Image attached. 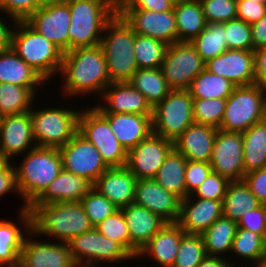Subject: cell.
<instances>
[{
	"instance_id": "6da1fadb",
	"label": "cell",
	"mask_w": 266,
	"mask_h": 267,
	"mask_svg": "<svg viewBox=\"0 0 266 267\" xmlns=\"http://www.w3.org/2000/svg\"><path fill=\"white\" fill-rule=\"evenodd\" d=\"M60 72L65 79L63 92L69 97L80 93L101 95L111 83L100 45L65 52Z\"/></svg>"
},
{
	"instance_id": "7a4b0ae2",
	"label": "cell",
	"mask_w": 266,
	"mask_h": 267,
	"mask_svg": "<svg viewBox=\"0 0 266 267\" xmlns=\"http://www.w3.org/2000/svg\"><path fill=\"white\" fill-rule=\"evenodd\" d=\"M32 237L50 236L59 242H69L93 228L80 202L31 204Z\"/></svg>"
},
{
	"instance_id": "3957f363",
	"label": "cell",
	"mask_w": 266,
	"mask_h": 267,
	"mask_svg": "<svg viewBox=\"0 0 266 267\" xmlns=\"http://www.w3.org/2000/svg\"><path fill=\"white\" fill-rule=\"evenodd\" d=\"M106 31V32H105ZM100 47L106 59L111 83L130 82L138 70L134 55L135 32L118 12L107 22Z\"/></svg>"
},
{
	"instance_id": "277c9868",
	"label": "cell",
	"mask_w": 266,
	"mask_h": 267,
	"mask_svg": "<svg viewBox=\"0 0 266 267\" xmlns=\"http://www.w3.org/2000/svg\"><path fill=\"white\" fill-rule=\"evenodd\" d=\"M19 196L29 207L63 170L58 148L36 146L15 167Z\"/></svg>"
},
{
	"instance_id": "5b68a950",
	"label": "cell",
	"mask_w": 266,
	"mask_h": 267,
	"mask_svg": "<svg viewBox=\"0 0 266 267\" xmlns=\"http://www.w3.org/2000/svg\"><path fill=\"white\" fill-rule=\"evenodd\" d=\"M10 47L47 82L60 72L64 52L34 30L26 21H16Z\"/></svg>"
},
{
	"instance_id": "8992f818",
	"label": "cell",
	"mask_w": 266,
	"mask_h": 267,
	"mask_svg": "<svg viewBox=\"0 0 266 267\" xmlns=\"http://www.w3.org/2000/svg\"><path fill=\"white\" fill-rule=\"evenodd\" d=\"M70 7L69 51L100 44L107 22L117 6L109 0H65Z\"/></svg>"
},
{
	"instance_id": "52a82bcc",
	"label": "cell",
	"mask_w": 266,
	"mask_h": 267,
	"mask_svg": "<svg viewBox=\"0 0 266 267\" xmlns=\"http://www.w3.org/2000/svg\"><path fill=\"white\" fill-rule=\"evenodd\" d=\"M266 117V92L258 85L235 87L226 99L220 130L243 133Z\"/></svg>"
},
{
	"instance_id": "ba28073f",
	"label": "cell",
	"mask_w": 266,
	"mask_h": 267,
	"mask_svg": "<svg viewBox=\"0 0 266 267\" xmlns=\"http://www.w3.org/2000/svg\"><path fill=\"white\" fill-rule=\"evenodd\" d=\"M79 110L65 108H31L33 137L37 146L60 148L77 132Z\"/></svg>"
},
{
	"instance_id": "9c48e42d",
	"label": "cell",
	"mask_w": 266,
	"mask_h": 267,
	"mask_svg": "<svg viewBox=\"0 0 266 267\" xmlns=\"http://www.w3.org/2000/svg\"><path fill=\"white\" fill-rule=\"evenodd\" d=\"M194 123L193 98L189 90H171L153 108L152 133L174 141Z\"/></svg>"
},
{
	"instance_id": "30bf717a",
	"label": "cell",
	"mask_w": 266,
	"mask_h": 267,
	"mask_svg": "<svg viewBox=\"0 0 266 267\" xmlns=\"http://www.w3.org/2000/svg\"><path fill=\"white\" fill-rule=\"evenodd\" d=\"M78 133L97 148L108 167L125 166L127 151L114 135L108 120L95 106L80 112Z\"/></svg>"
},
{
	"instance_id": "8fae6325",
	"label": "cell",
	"mask_w": 266,
	"mask_h": 267,
	"mask_svg": "<svg viewBox=\"0 0 266 267\" xmlns=\"http://www.w3.org/2000/svg\"><path fill=\"white\" fill-rule=\"evenodd\" d=\"M67 243L77 267H95L102 261L134 260V257L120 243L107 238L95 227L73 237Z\"/></svg>"
},
{
	"instance_id": "7c38bea8",
	"label": "cell",
	"mask_w": 266,
	"mask_h": 267,
	"mask_svg": "<svg viewBox=\"0 0 266 267\" xmlns=\"http://www.w3.org/2000/svg\"><path fill=\"white\" fill-rule=\"evenodd\" d=\"M19 210L20 222L28 232L20 253L19 267H77L67 242H40L28 239L32 235L31 211L28 207Z\"/></svg>"
},
{
	"instance_id": "4fadbf2b",
	"label": "cell",
	"mask_w": 266,
	"mask_h": 267,
	"mask_svg": "<svg viewBox=\"0 0 266 267\" xmlns=\"http://www.w3.org/2000/svg\"><path fill=\"white\" fill-rule=\"evenodd\" d=\"M160 69L171 90H188L205 62L191 42H176L167 46Z\"/></svg>"
},
{
	"instance_id": "5bb4252c",
	"label": "cell",
	"mask_w": 266,
	"mask_h": 267,
	"mask_svg": "<svg viewBox=\"0 0 266 267\" xmlns=\"http://www.w3.org/2000/svg\"><path fill=\"white\" fill-rule=\"evenodd\" d=\"M58 150L63 169L87 179L92 185L108 168L97 148L78 132Z\"/></svg>"
},
{
	"instance_id": "9a60e30c",
	"label": "cell",
	"mask_w": 266,
	"mask_h": 267,
	"mask_svg": "<svg viewBox=\"0 0 266 267\" xmlns=\"http://www.w3.org/2000/svg\"><path fill=\"white\" fill-rule=\"evenodd\" d=\"M26 22L64 53L69 51L71 11L65 0L41 6Z\"/></svg>"
},
{
	"instance_id": "2e32d148",
	"label": "cell",
	"mask_w": 266,
	"mask_h": 267,
	"mask_svg": "<svg viewBox=\"0 0 266 267\" xmlns=\"http://www.w3.org/2000/svg\"><path fill=\"white\" fill-rule=\"evenodd\" d=\"M209 163L213 172L230 182L242 181L245 176L242 133L218 129Z\"/></svg>"
},
{
	"instance_id": "e0dca14e",
	"label": "cell",
	"mask_w": 266,
	"mask_h": 267,
	"mask_svg": "<svg viewBox=\"0 0 266 267\" xmlns=\"http://www.w3.org/2000/svg\"><path fill=\"white\" fill-rule=\"evenodd\" d=\"M172 149L173 141L151 133L127 151L125 167L137 179L153 178Z\"/></svg>"
},
{
	"instance_id": "ac0fdd59",
	"label": "cell",
	"mask_w": 266,
	"mask_h": 267,
	"mask_svg": "<svg viewBox=\"0 0 266 267\" xmlns=\"http://www.w3.org/2000/svg\"><path fill=\"white\" fill-rule=\"evenodd\" d=\"M136 34L155 38L170 45L178 42L174 10L164 12L144 9H117Z\"/></svg>"
},
{
	"instance_id": "d6986e66",
	"label": "cell",
	"mask_w": 266,
	"mask_h": 267,
	"mask_svg": "<svg viewBox=\"0 0 266 267\" xmlns=\"http://www.w3.org/2000/svg\"><path fill=\"white\" fill-rule=\"evenodd\" d=\"M205 69L229 79L236 87L255 84L253 50L227 49L221 55L208 60Z\"/></svg>"
},
{
	"instance_id": "ffe728a7",
	"label": "cell",
	"mask_w": 266,
	"mask_h": 267,
	"mask_svg": "<svg viewBox=\"0 0 266 267\" xmlns=\"http://www.w3.org/2000/svg\"><path fill=\"white\" fill-rule=\"evenodd\" d=\"M134 203L159 215L167 223L178 221L181 199L164 189L153 178L137 180Z\"/></svg>"
},
{
	"instance_id": "44dd1931",
	"label": "cell",
	"mask_w": 266,
	"mask_h": 267,
	"mask_svg": "<svg viewBox=\"0 0 266 267\" xmlns=\"http://www.w3.org/2000/svg\"><path fill=\"white\" fill-rule=\"evenodd\" d=\"M36 146L33 137L31 110L0 118V150L10 161L14 158L12 156L20 155L25 150L27 153Z\"/></svg>"
},
{
	"instance_id": "7402d4cb",
	"label": "cell",
	"mask_w": 266,
	"mask_h": 267,
	"mask_svg": "<svg viewBox=\"0 0 266 267\" xmlns=\"http://www.w3.org/2000/svg\"><path fill=\"white\" fill-rule=\"evenodd\" d=\"M100 96L106 102L95 107L100 113L153 115V108L145 96L129 82L110 83Z\"/></svg>"
},
{
	"instance_id": "603a6c76",
	"label": "cell",
	"mask_w": 266,
	"mask_h": 267,
	"mask_svg": "<svg viewBox=\"0 0 266 267\" xmlns=\"http://www.w3.org/2000/svg\"><path fill=\"white\" fill-rule=\"evenodd\" d=\"M192 199V196H188L181 200L177 224L185 233L202 234L223 216V201Z\"/></svg>"
},
{
	"instance_id": "cb8c5ba5",
	"label": "cell",
	"mask_w": 266,
	"mask_h": 267,
	"mask_svg": "<svg viewBox=\"0 0 266 267\" xmlns=\"http://www.w3.org/2000/svg\"><path fill=\"white\" fill-rule=\"evenodd\" d=\"M131 239V255L136 258L138 252L149 240L167 223L159 215L152 213L147 208L130 203L120 208Z\"/></svg>"
},
{
	"instance_id": "d4e9b609",
	"label": "cell",
	"mask_w": 266,
	"mask_h": 267,
	"mask_svg": "<svg viewBox=\"0 0 266 267\" xmlns=\"http://www.w3.org/2000/svg\"><path fill=\"white\" fill-rule=\"evenodd\" d=\"M137 180L125 166L108 167L92 187L120 209L134 202Z\"/></svg>"
},
{
	"instance_id": "484cf974",
	"label": "cell",
	"mask_w": 266,
	"mask_h": 267,
	"mask_svg": "<svg viewBox=\"0 0 266 267\" xmlns=\"http://www.w3.org/2000/svg\"><path fill=\"white\" fill-rule=\"evenodd\" d=\"M218 128L192 123L173 141V148L187 160L209 162Z\"/></svg>"
},
{
	"instance_id": "4316f807",
	"label": "cell",
	"mask_w": 266,
	"mask_h": 267,
	"mask_svg": "<svg viewBox=\"0 0 266 267\" xmlns=\"http://www.w3.org/2000/svg\"><path fill=\"white\" fill-rule=\"evenodd\" d=\"M119 143L129 151L152 133V115L101 113Z\"/></svg>"
},
{
	"instance_id": "83f0119b",
	"label": "cell",
	"mask_w": 266,
	"mask_h": 267,
	"mask_svg": "<svg viewBox=\"0 0 266 267\" xmlns=\"http://www.w3.org/2000/svg\"><path fill=\"white\" fill-rule=\"evenodd\" d=\"M184 230L177 223H166L150 240L141 248L137 258L150 255L161 267H172L178 254L181 237ZM147 254V255H146Z\"/></svg>"
},
{
	"instance_id": "f1b7e54d",
	"label": "cell",
	"mask_w": 266,
	"mask_h": 267,
	"mask_svg": "<svg viewBox=\"0 0 266 267\" xmlns=\"http://www.w3.org/2000/svg\"><path fill=\"white\" fill-rule=\"evenodd\" d=\"M92 186L87 179L63 169L32 204L80 202Z\"/></svg>"
},
{
	"instance_id": "f546056e",
	"label": "cell",
	"mask_w": 266,
	"mask_h": 267,
	"mask_svg": "<svg viewBox=\"0 0 266 267\" xmlns=\"http://www.w3.org/2000/svg\"><path fill=\"white\" fill-rule=\"evenodd\" d=\"M45 80L21 59L11 47L0 52V83L35 88Z\"/></svg>"
},
{
	"instance_id": "4dcf8cb0",
	"label": "cell",
	"mask_w": 266,
	"mask_h": 267,
	"mask_svg": "<svg viewBox=\"0 0 266 267\" xmlns=\"http://www.w3.org/2000/svg\"><path fill=\"white\" fill-rule=\"evenodd\" d=\"M173 10L178 42H191L206 28L207 21L199 0H177Z\"/></svg>"
},
{
	"instance_id": "1f68e13d",
	"label": "cell",
	"mask_w": 266,
	"mask_h": 267,
	"mask_svg": "<svg viewBox=\"0 0 266 267\" xmlns=\"http://www.w3.org/2000/svg\"><path fill=\"white\" fill-rule=\"evenodd\" d=\"M244 173L266 168V119L242 133Z\"/></svg>"
},
{
	"instance_id": "d6a6232c",
	"label": "cell",
	"mask_w": 266,
	"mask_h": 267,
	"mask_svg": "<svg viewBox=\"0 0 266 267\" xmlns=\"http://www.w3.org/2000/svg\"><path fill=\"white\" fill-rule=\"evenodd\" d=\"M187 159L174 148L166 156L153 179L164 189L174 193L181 200L187 197L185 169Z\"/></svg>"
},
{
	"instance_id": "836d02e7",
	"label": "cell",
	"mask_w": 266,
	"mask_h": 267,
	"mask_svg": "<svg viewBox=\"0 0 266 267\" xmlns=\"http://www.w3.org/2000/svg\"><path fill=\"white\" fill-rule=\"evenodd\" d=\"M236 229V221L224 216L217 219L201 234L204 241L206 255L209 257L224 258L223 255L225 253H231L232 242L235 237Z\"/></svg>"
},
{
	"instance_id": "e575fe53",
	"label": "cell",
	"mask_w": 266,
	"mask_h": 267,
	"mask_svg": "<svg viewBox=\"0 0 266 267\" xmlns=\"http://www.w3.org/2000/svg\"><path fill=\"white\" fill-rule=\"evenodd\" d=\"M260 204L243 180L233 181L229 183L223 199V216L237 222Z\"/></svg>"
},
{
	"instance_id": "d590c367",
	"label": "cell",
	"mask_w": 266,
	"mask_h": 267,
	"mask_svg": "<svg viewBox=\"0 0 266 267\" xmlns=\"http://www.w3.org/2000/svg\"><path fill=\"white\" fill-rule=\"evenodd\" d=\"M129 83L145 96L152 108L171 91L160 68L138 69Z\"/></svg>"
},
{
	"instance_id": "8d00e7d4",
	"label": "cell",
	"mask_w": 266,
	"mask_h": 267,
	"mask_svg": "<svg viewBox=\"0 0 266 267\" xmlns=\"http://www.w3.org/2000/svg\"><path fill=\"white\" fill-rule=\"evenodd\" d=\"M191 44L206 63L228 49L225 22H209L206 28L195 37Z\"/></svg>"
},
{
	"instance_id": "74e56055",
	"label": "cell",
	"mask_w": 266,
	"mask_h": 267,
	"mask_svg": "<svg viewBox=\"0 0 266 267\" xmlns=\"http://www.w3.org/2000/svg\"><path fill=\"white\" fill-rule=\"evenodd\" d=\"M235 87L236 86L229 79L204 69L192 81L188 90L192 98L227 99Z\"/></svg>"
},
{
	"instance_id": "f35d334b",
	"label": "cell",
	"mask_w": 266,
	"mask_h": 267,
	"mask_svg": "<svg viewBox=\"0 0 266 267\" xmlns=\"http://www.w3.org/2000/svg\"><path fill=\"white\" fill-rule=\"evenodd\" d=\"M37 88L0 83V116L30 111Z\"/></svg>"
},
{
	"instance_id": "ab89813d",
	"label": "cell",
	"mask_w": 266,
	"mask_h": 267,
	"mask_svg": "<svg viewBox=\"0 0 266 267\" xmlns=\"http://www.w3.org/2000/svg\"><path fill=\"white\" fill-rule=\"evenodd\" d=\"M24 235L16 223L0 220V267H19Z\"/></svg>"
},
{
	"instance_id": "60d3db41",
	"label": "cell",
	"mask_w": 266,
	"mask_h": 267,
	"mask_svg": "<svg viewBox=\"0 0 266 267\" xmlns=\"http://www.w3.org/2000/svg\"><path fill=\"white\" fill-rule=\"evenodd\" d=\"M167 46L164 41L135 33L134 55L138 69L160 68Z\"/></svg>"
},
{
	"instance_id": "b9f144b4",
	"label": "cell",
	"mask_w": 266,
	"mask_h": 267,
	"mask_svg": "<svg viewBox=\"0 0 266 267\" xmlns=\"http://www.w3.org/2000/svg\"><path fill=\"white\" fill-rule=\"evenodd\" d=\"M266 240L255 232L244 228H237L232 242L231 252L237 254L241 259L246 258L253 261L257 267L264 253Z\"/></svg>"
},
{
	"instance_id": "7bdbcfd3",
	"label": "cell",
	"mask_w": 266,
	"mask_h": 267,
	"mask_svg": "<svg viewBox=\"0 0 266 267\" xmlns=\"http://www.w3.org/2000/svg\"><path fill=\"white\" fill-rule=\"evenodd\" d=\"M206 256L202 235L184 233L172 267H198Z\"/></svg>"
},
{
	"instance_id": "ee69618b",
	"label": "cell",
	"mask_w": 266,
	"mask_h": 267,
	"mask_svg": "<svg viewBox=\"0 0 266 267\" xmlns=\"http://www.w3.org/2000/svg\"><path fill=\"white\" fill-rule=\"evenodd\" d=\"M80 203L93 227L119 209L93 187L83 196Z\"/></svg>"
},
{
	"instance_id": "f6af8a7d",
	"label": "cell",
	"mask_w": 266,
	"mask_h": 267,
	"mask_svg": "<svg viewBox=\"0 0 266 267\" xmlns=\"http://www.w3.org/2000/svg\"><path fill=\"white\" fill-rule=\"evenodd\" d=\"M226 99L193 98V118L195 123L220 127L225 111Z\"/></svg>"
},
{
	"instance_id": "bcb514c9",
	"label": "cell",
	"mask_w": 266,
	"mask_h": 267,
	"mask_svg": "<svg viewBox=\"0 0 266 267\" xmlns=\"http://www.w3.org/2000/svg\"><path fill=\"white\" fill-rule=\"evenodd\" d=\"M101 234L120 243L131 254V239L121 209L95 227Z\"/></svg>"
},
{
	"instance_id": "7dc6e473",
	"label": "cell",
	"mask_w": 266,
	"mask_h": 267,
	"mask_svg": "<svg viewBox=\"0 0 266 267\" xmlns=\"http://www.w3.org/2000/svg\"><path fill=\"white\" fill-rule=\"evenodd\" d=\"M226 38L230 50H253L250 24L234 19L225 22Z\"/></svg>"
},
{
	"instance_id": "c3c4849f",
	"label": "cell",
	"mask_w": 266,
	"mask_h": 267,
	"mask_svg": "<svg viewBox=\"0 0 266 267\" xmlns=\"http://www.w3.org/2000/svg\"><path fill=\"white\" fill-rule=\"evenodd\" d=\"M207 23L236 19L237 0H199Z\"/></svg>"
},
{
	"instance_id": "681fc988",
	"label": "cell",
	"mask_w": 266,
	"mask_h": 267,
	"mask_svg": "<svg viewBox=\"0 0 266 267\" xmlns=\"http://www.w3.org/2000/svg\"><path fill=\"white\" fill-rule=\"evenodd\" d=\"M229 183L230 181L227 178L211 171L200 186L189 196L223 201Z\"/></svg>"
},
{
	"instance_id": "f907efd6",
	"label": "cell",
	"mask_w": 266,
	"mask_h": 267,
	"mask_svg": "<svg viewBox=\"0 0 266 267\" xmlns=\"http://www.w3.org/2000/svg\"><path fill=\"white\" fill-rule=\"evenodd\" d=\"M40 7L37 0H0V11L9 15L12 24L26 21Z\"/></svg>"
},
{
	"instance_id": "816d5d0a",
	"label": "cell",
	"mask_w": 266,
	"mask_h": 267,
	"mask_svg": "<svg viewBox=\"0 0 266 267\" xmlns=\"http://www.w3.org/2000/svg\"><path fill=\"white\" fill-rule=\"evenodd\" d=\"M211 171L209 162L187 160L185 169L187 197L200 186Z\"/></svg>"
},
{
	"instance_id": "f5cc1de1",
	"label": "cell",
	"mask_w": 266,
	"mask_h": 267,
	"mask_svg": "<svg viewBox=\"0 0 266 267\" xmlns=\"http://www.w3.org/2000/svg\"><path fill=\"white\" fill-rule=\"evenodd\" d=\"M236 223L237 228L260 234L266 240V204H260L247 215L240 217Z\"/></svg>"
},
{
	"instance_id": "db71d44e",
	"label": "cell",
	"mask_w": 266,
	"mask_h": 267,
	"mask_svg": "<svg viewBox=\"0 0 266 267\" xmlns=\"http://www.w3.org/2000/svg\"><path fill=\"white\" fill-rule=\"evenodd\" d=\"M236 19L248 24L258 22L266 14V5L250 0H237Z\"/></svg>"
},
{
	"instance_id": "11a10c76",
	"label": "cell",
	"mask_w": 266,
	"mask_h": 267,
	"mask_svg": "<svg viewBox=\"0 0 266 267\" xmlns=\"http://www.w3.org/2000/svg\"><path fill=\"white\" fill-rule=\"evenodd\" d=\"M243 181L261 204H266V168L245 174Z\"/></svg>"
},
{
	"instance_id": "9f6ffc18",
	"label": "cell",
	"mask_w": 266,
	"mask_h": 267,
	"mask_svg": "<svg viewBox=\"0 0 266 267\" xmlns=\"http://www.w3.org/2000/svg\"><path fill=\"white\" fill-rule=\"evenodd\" d=\"M174 3V0H121L117 9H144L164 12L172 10Z\"/></svg>"
},
{
	"instance_id": "6f0895ef",
	"label": "cell",
	"mask_w": 266,
	"mask_h": 267,
	"mask_svg": "<svg viewBox=\"0 0 266 267\" xmlns=\"http://www.w3.org/2000/svg\"><path fill=\"white\" fill-rule=\"evenodd\" d=\"M254 52L255 84L266 92V47L256 49Z\"/></svg>"
},
{
	"instance_id": "680465c9",
	"label": "cell",
	"mask_w": 266,
	"mask_h": 267,
	"mask_svg": "<svg viewBox=\"0 0 266 267\" xmlns=\"http://www.w3.org/2000/svg\"><path fill=\"white\" fill-rule=\"evenodd\" d=\"M19 194L16 180L15 166L11 163L3 170L0 171V197L6 195L11 190Z\"/></svg>"
},
{
	"instance_id": "91938a15",
	"label": "cell",
	"mask_w": 266,
	"mask_h": 267,
	"mask_svg": "<svg viewBox=\"0 0 266 267\" xmlns=\"http://www.w3.org/2000/svg\"><path fill=\"white\" fill-rule=\"evenodd\" d=\"M253 42V51L266 47V14L258 21L250 25Z\"/></svg>"
},
{
	"instance_id": "94428289",
	"label": "cell",
	"mask_w": 266,
	"mask_h": 267,
	"mask_svg": "<svg viewBox=\"0 0 266 267\" xmlns=\"http://www.w3.org/2000/svg\"><path fill=\"white\" fill-rule=\"evenodd\" d=\"M8 23L0 18V52L10 47L12 27H8Z\"/></svg>"
},
{
	"instance_id": "6125c7cd",
	"label": "cell",
	"mask_w": 266,
	"mask_h": 267,
	"mask_svg": "<svg viewBox=\"0 0 266 267\" xmlns=\"http://www.w3.org/2000/svg\"><path fill=\"white\" fill-rule=\"evenodd\" d=\"M198 267H234L233 264L222 257L206 256Z\"/></svg>"
},
{
	"instance_id": "be15d7a7",
	"label": "cell",
	"mask_w": 266,
	"mask_h": 267,
	"mask_svg": "<svg viewBox=\"0 0 266 267\" xmlns=\"http://www.w3.org/2000/svg\"><path fill=\"white\" fill-rule=\"evenodd\" d=\"M10 160L0 150V171L5 169L9 164Z\"/></svg>"
},
{
	"instance_id": "e7e4bbea",
	"label": "cell",
	"mask_w": 266,
	"mask_h": 267,
	"mask_svg": "<svg viewBox=\"0 0 266 267\" xmlns=\"http://www.w3.org/2000/svg\"><path fill=\"white\" fill-rule=\"evenodd\" d=\"M257 267H266V245H265L264 253L261 257L260 263L258 264Z\"/></svg>"
},
{
	"instance_id": "03108f58",
	"label": "cell",
	"mask_w": 266,
	"mask_h": 267,
	"mask_svg": "<svg viewBox=\"0 0 266 267\" xmlns=\"http://www.w3.org/2000/svg\"><path fill=\"white\" fill-rule=\"evenodd\" d=\"M60 0H37V2L43 6V5H48V4H51V3H54V2H58Z\"/></svg>"
},
{
	"instance_id": "003e7915",
	"label": "cell",
	"mask_w": 266,
	"mask_h": 267,
	"mask_svg": "<svg viewBox=\"0 0 266 267\" xmlns=\"http://www.w3.org/2000/svg\"><path fill=\"white\" fill-rule=\"evenodd\" d=\"M109 1H111L116 6H118L120 4V2H121V0H109Z\"/></svg>"
},
{
	"instance_id": "a7ac6f4b",
	"label": "cell",
	"mask_w": 266,
	"mask_h": 267,
	"mask_svg": "<svg viewBox=\"0 0 266 267\" xmlns=\"http://www.w3.org/2000/svg\"><path fill=\"white\" fill-rule=\"evenodd\" d=\"M250 1H255L257 3H262V4L266 5V0H250Z\"/></svg>"
}]
</instances>
